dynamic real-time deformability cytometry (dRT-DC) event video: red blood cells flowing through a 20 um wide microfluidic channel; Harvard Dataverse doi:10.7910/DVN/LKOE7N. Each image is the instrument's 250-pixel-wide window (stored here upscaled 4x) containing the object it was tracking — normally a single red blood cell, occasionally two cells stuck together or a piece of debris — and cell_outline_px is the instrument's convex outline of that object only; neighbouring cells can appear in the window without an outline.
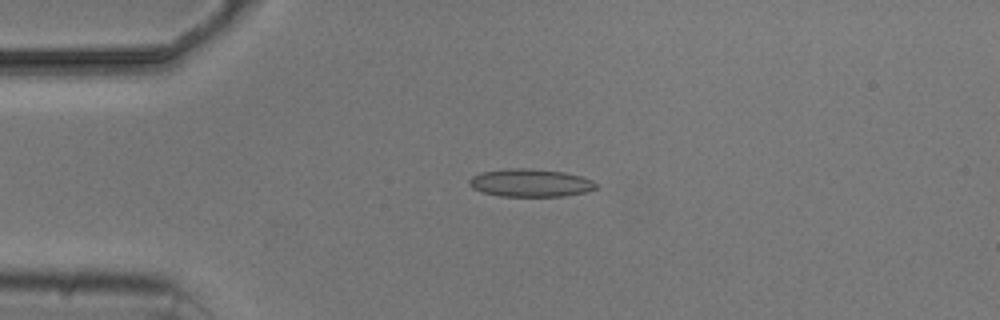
{"species": "common noctule bat (a hibernating species)", "species_latin": "Nyctalus noctula", "temperature_condition": "cold", "stored_images_in_passage": 5, "camera_frame_rate_fps": 3000, "um_per_image_px": 0.085, "animal": {"sex": "male", "body_mass_g": 20.5, "forearm_length_mm": 52.5}, "frame": {"image": 1, "passage_image": 4, "time_ms": 4.0, "image_size_px": [1000, 320], "cell_outline_px": [[596, 188], [584, 192], [564, 196], [500, 196], [480, 192], [472, 188], [468, 184], [468, 180], [472, 176], [480, 172], [508, 168], [528, 168], [564, 172], [580, 176], [592, 180], [596, 184]], "centroid_in_image_um": [45.02, 15.54], "position_along_channel_um": 40.0, "area_um2": 20.63}}